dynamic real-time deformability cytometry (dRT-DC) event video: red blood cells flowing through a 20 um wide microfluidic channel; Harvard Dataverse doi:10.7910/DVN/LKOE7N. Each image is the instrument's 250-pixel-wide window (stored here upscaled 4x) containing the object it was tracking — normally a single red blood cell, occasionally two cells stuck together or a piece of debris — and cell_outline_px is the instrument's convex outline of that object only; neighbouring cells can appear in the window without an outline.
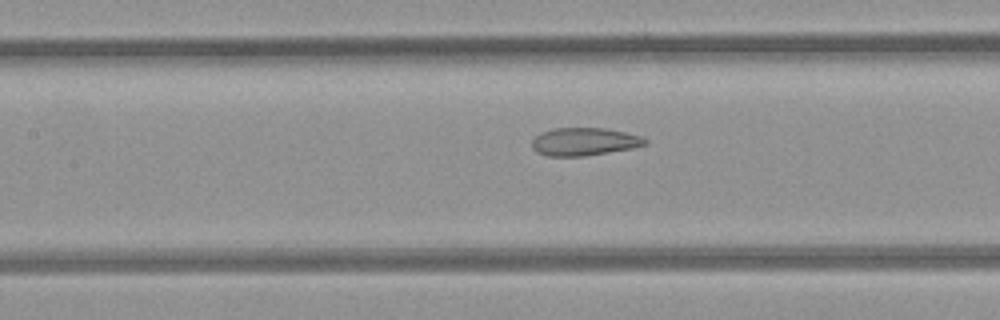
{"species": "common noctule bat (a hibernating species)", "species_latin": "Nyctalus noctula", "temperature_condition": "room temperature", "stored_images_in_passage": 13, "camera_frame_rate_fps": 3000, "um_per_image_px": 0.085, "animal": {"sex": "female", "body_mass_g": 21.9}, "frame": {"image": 1, "passage_image": 11, "time_ms": 3.333, "image_size_px": [1000, 320], "cell_outline_px": [[648, 144], [632, 148], [584, 156], [548, 156], [536, 152], [532, 148], [532, 140], [540, 132], [552, 128], [604, 128], [624, 132], [640, 136], [648, 140]], "centroid_in_image_um": [49.63, 12.04], "position_along_channel_um": 157.8, "area_um2": 18.38}}